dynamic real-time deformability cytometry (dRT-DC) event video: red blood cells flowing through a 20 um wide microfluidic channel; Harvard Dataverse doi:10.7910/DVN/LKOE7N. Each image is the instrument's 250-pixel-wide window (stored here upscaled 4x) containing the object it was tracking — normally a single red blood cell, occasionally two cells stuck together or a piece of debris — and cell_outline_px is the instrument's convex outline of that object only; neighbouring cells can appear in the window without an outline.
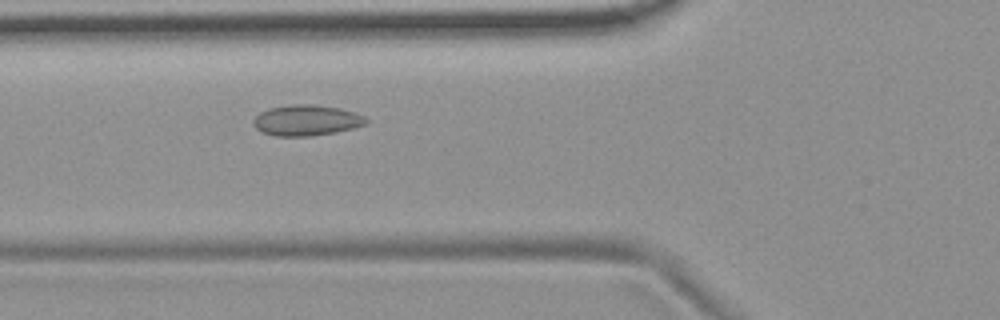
{"species": "common noctule bat (a hibernating species)", "species_latin": "Nyctalus noctula", "temperature_condition": "room temperature", "stored_images_in_passage": 45, "camera_frame_rate_fps": 3000, "um_per_image_px": 0.085, "animal": {"sex": "female", "body_mass_g": 19.9}, "frame": {"image": 1, "passage_image": 11, "time_ms": 3.333, "image_size_px": [1000, 320], "cell_outline_px": [[368, 120], [364, 124], [352, 128], [336, 132], [312, 136], [276, 136], [260, 132], [252, 124], [252, 120], [260, 112], [268, 108], [292, 104], [312, 104], [340, 108], [364, 116]], "centroid_in_image_um": [25.99, 10.23], "position_along_channel_um": 99.8, "area_um2": 20.23}}
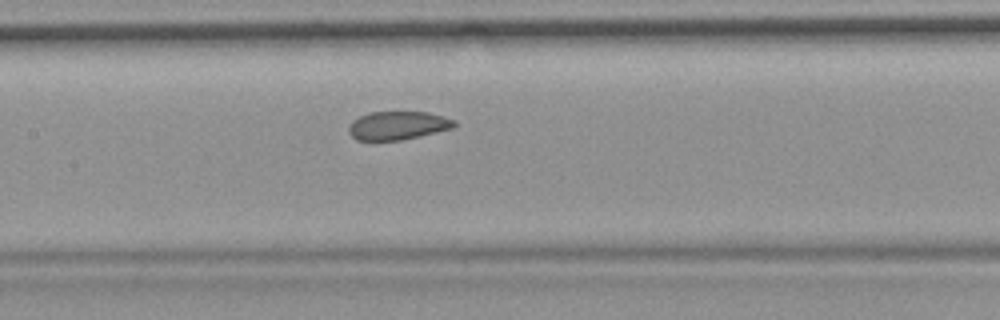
{"frame": {"image": 2, "passage_image": 17, "time_ms": 5.333, "image_size_px": [1000, 320], "cell_outline_px": [[456, 124], [452, 128], [420, 136], [400, 140], [356, 140], [348, 132], [348, 124], [352, 120], [368, 112], [428, 112], [456, 120]], "centroid_in_image_um": [33.78, 10.66], "position_along_channel_um": 173.6, "area_um2": 17.51}}
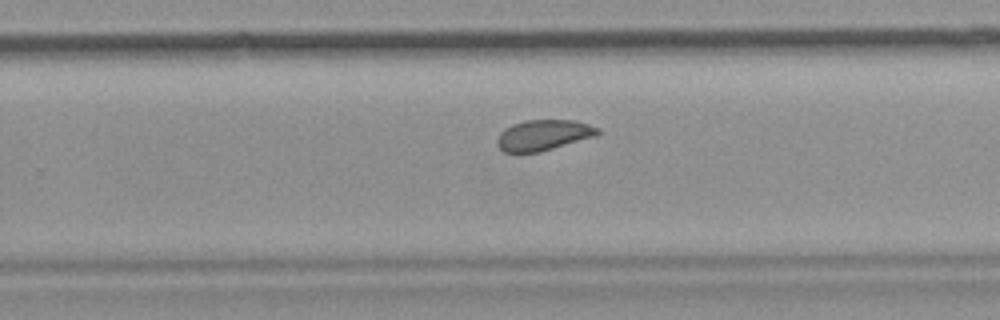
{"frame": {"image": 3, "passage_image": 26, "time_ms": 8.333, "image_size_px": [1000, 320], "cell_outline_px": [[600, 132], [596, 136], [540, 152], [504, 152], [496, 144], [496, 140], [500, 132], [504, 128], [512, 124], [524, 120], [572, 120], [588, 124], [600, 128]], "centroid_in_image_um": [46.18, 11.48], "position_along_channel_um": 283.6, "area_um2": 18.03}, "authors_computed_cell_mechanics": {"area_um2": 18.7272, "velocity_mm_per_s": 3.6944, "shape_relaxation_time_tau1_ms": null, "shape_relaxation_time_tau2_ms": 1.0996, "deformation_change_tau1": null, "deformation_change_tau2": 0.0568}}